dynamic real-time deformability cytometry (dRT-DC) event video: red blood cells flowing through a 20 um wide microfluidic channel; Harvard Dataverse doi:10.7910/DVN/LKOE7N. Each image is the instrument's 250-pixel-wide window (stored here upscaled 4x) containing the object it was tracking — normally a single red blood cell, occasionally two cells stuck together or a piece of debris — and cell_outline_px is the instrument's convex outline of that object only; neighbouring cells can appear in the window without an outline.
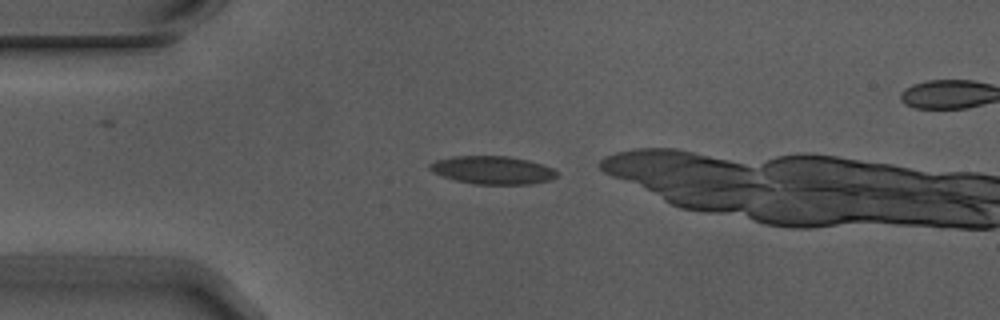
{"species": "Egyptian fruit bat (a non-hibernating species)", "species_latin": "Rousettus aegyptiacus", "temperature_condition": "warm", "stored_images_in_passage": 2, "camera_frame_rate_fps": 3000, "um_per_image_px": 0.085, "animal": {"sex": "male"}, "frame": {"image": 1, "passage_image": 1, "time_ms": 0.0, "image_size_px": [1000, 320], "cell_outline_px": [[560, 172], [552, 180], [532, 184], [472, 184], [456, 180], [432, 172], [428, 168], [428, 164], [436, 160], [452, 156], [508, 156], [528, 160], [552, 168]], "centroid_in_image_um": [41.87, 14.46], "position_along_channel_um": 43.1, "area_um2": 20.87}}